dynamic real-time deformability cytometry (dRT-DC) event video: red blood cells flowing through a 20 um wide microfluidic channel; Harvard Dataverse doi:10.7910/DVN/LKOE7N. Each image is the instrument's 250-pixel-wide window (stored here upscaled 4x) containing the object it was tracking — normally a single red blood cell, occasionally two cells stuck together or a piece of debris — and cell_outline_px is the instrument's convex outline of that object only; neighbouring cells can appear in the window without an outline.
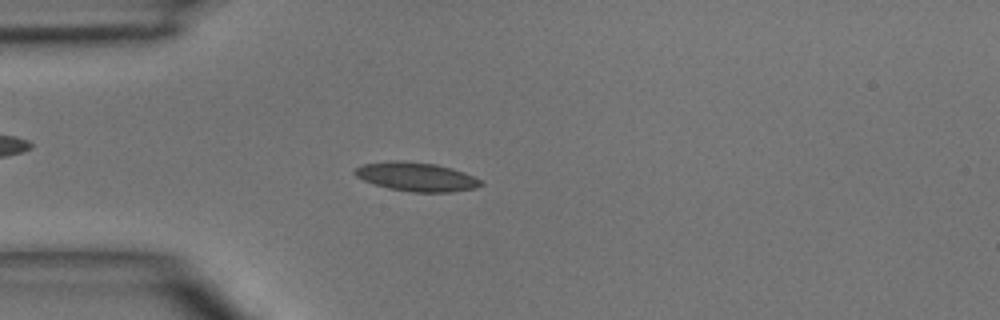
{"species": "common noctule bat (a hibernating species)", "species_latin": "Nyctalus noctula", "temperature_condition": "room temperature", "stored_images_in_passage": 46, "camera_frame_rate_fps": 3000, "um_per_image_px": 0.085, "animal": {"sex": "male", "body_mass_g": 15.6}, "frame": {"image": 1, "passage_image": 12, "time_ms": 3.667, "image_size_px": [1000, 320], "cell_outline_px": [[484, 184], [476, 188], [452, 192], [412, 192], [388, 188], [364, 180], [356, 176], [352, 172], [356, 168], [364, 164], [388, 160], [400, 160], [436, 164], [452, 168], [464, 172], [484, 180]], "centroid_in_image_um": [35.44, 15.02], "position_along_channel_um": 49.6, "area_um2": 21.39}}
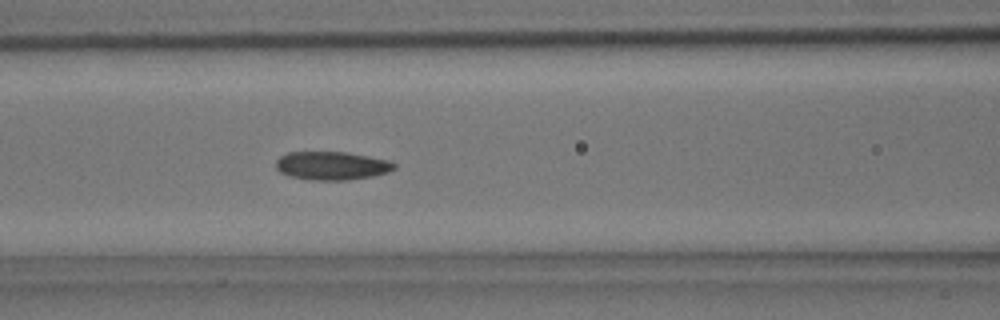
{"frame": {"image": 2, "passage_image": 19, "time_ms": 6.0, "image_size_px": [1000, 320], "cell_outline_px": [[396, 168], [388, 172], [372, 176], [348, 180], [312, 180], [292, 176], [280, 172], [276, 168], [276, 160], [280, 156], [288, 152], [344, 152], [368, 156], [388, 160], [396, 164]], "centroid_in_image_um": [28.2, 14.08], "position_along_channel_um": 138.4, "area_um2": 19.48}}
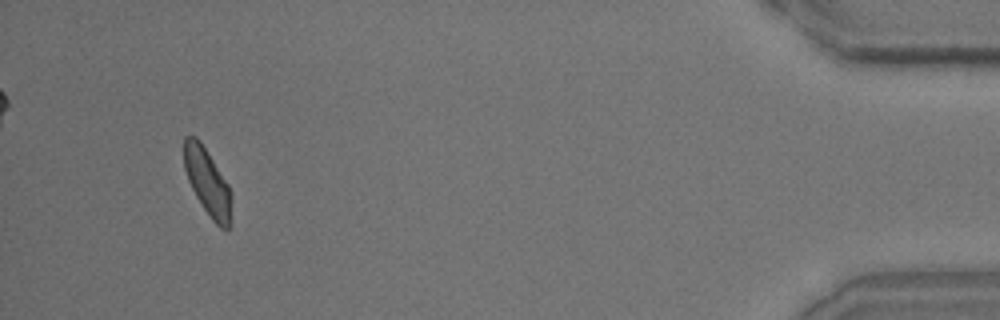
{"frame": {"image": 3, "passage_image": 44, "time_ms": 14.333, "image_size_px": [1000, 320], "cell_outline_px": [[232, 196], [228, 232], [220, 228], [212, 220], [196, 196], [188, 180], [184, 168], [184, 136], [196, 136], [200, 140], [228, 184]], "centroid_in_image_um": [17.63, 15.48], "position_along_channel_um": 417.6, "area_um2": 18.32}}